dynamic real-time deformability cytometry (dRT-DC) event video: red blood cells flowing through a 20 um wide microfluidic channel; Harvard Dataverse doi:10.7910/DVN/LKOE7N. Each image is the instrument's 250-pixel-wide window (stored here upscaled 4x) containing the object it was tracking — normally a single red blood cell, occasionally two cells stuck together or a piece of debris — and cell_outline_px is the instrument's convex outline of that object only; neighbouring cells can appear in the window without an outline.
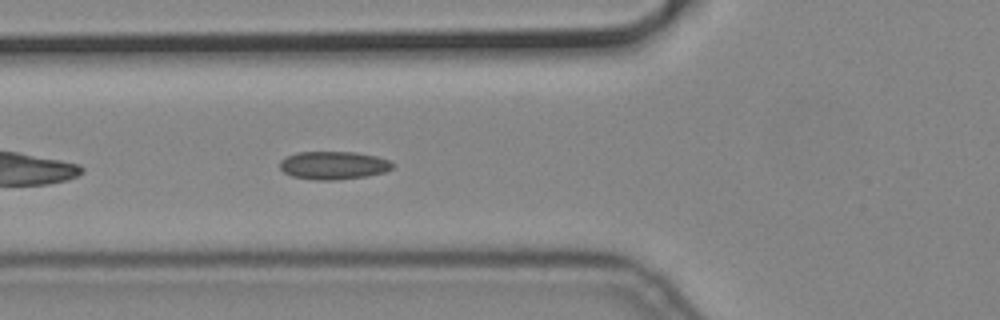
{"species": "common noctule bat (a hibernating species)", "species_latin": "Nyctalus noctula", "temperature_condition": "cold", "stored_images_in_passage": 43, "camera_frame_rate_fps": 3000, "um_per_image_px": 0.085, "animal": {"sex": "male", "body_mass_g": 19.2, "forearm_length_mm": 51.8}, "frame": {"image": 1, "passage_image": 6, "time_ms": 1.667, "image_size_px": [1000, 320], "cell_outline_px": [[396, 164], [392, 168], [384, 172], [368, 176], [336, 180], [316, 180], [292, 176], [284, 172], [280, 168], [280, 160], [284, 156], [296, 152], [356, 152], [376, 156], [388, 160]], "centroid_in_image_um": [28.34, 14.05], "position_along_channel_um": 97.5, "area_um2": 18.61}}
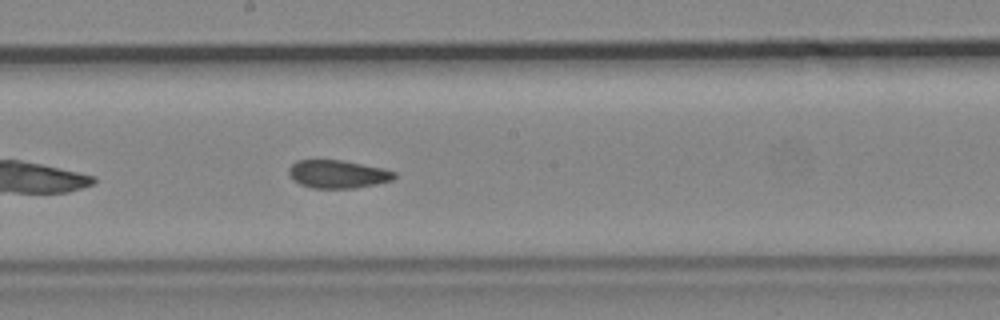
{"frame": {"image": 2, "passage_image": 16, "time_ms": 5.0, "image_size_px": [1000, 320], "cell_outline_px": [[396, 176], [392, 180], [376, 184], [356, 188], [312, 188], [300, 184], [288, 172], [288, 168], [296, 160], [344, 160], [384, 168], [396, 172]], "centroid_in_image_um": [28.74, 14.79], "position_along_channel_um": 219.5, "area_um2": 17.28}}
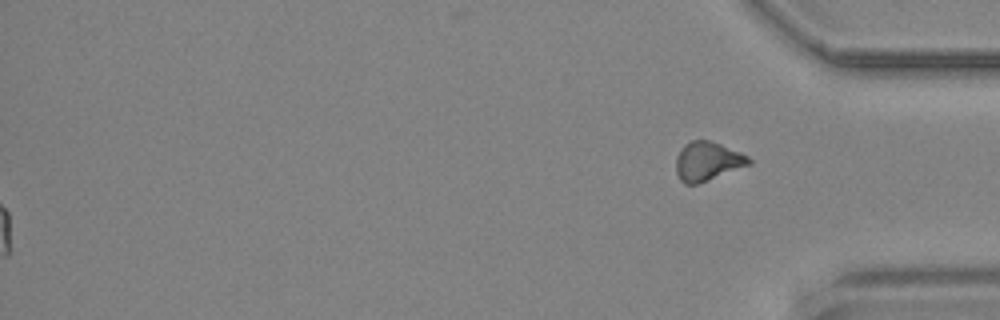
{"frame": {"image": 3, "passage_image": 43, "time_ms": 14.0, "image_size_px": [1000, 320], "cell_outline_px": [[752, 164], [696, 184], [684, 184], [680, 180], [676, 172], [676, 156], [680, 148], [684, 144], [692, 140], [708, 140], [720, 144], [740, 152], [748, 156], [752, 160]], "centroid_in_image_um": [60.12, 13.7], "position_along_channel_um": 375.1, "area_um2": 16.53}}